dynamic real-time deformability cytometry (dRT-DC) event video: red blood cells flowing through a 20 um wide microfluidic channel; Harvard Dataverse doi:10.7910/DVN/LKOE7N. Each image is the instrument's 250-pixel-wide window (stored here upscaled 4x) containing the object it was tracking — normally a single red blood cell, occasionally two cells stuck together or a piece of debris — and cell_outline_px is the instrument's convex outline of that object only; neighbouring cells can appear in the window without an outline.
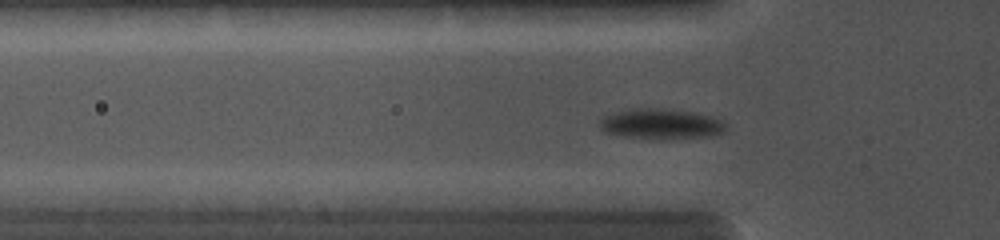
{"species": "common noctule bat (a hibernating species)", "species_latin": "Nyctalus noctula", "temperature_condition": "cold", "stored_images_in_passage": 29, "camera_frame_rate_fps": 5000, "um_per_image_px": 0.085, "animal": {"sex": "female", "body_mass_g": 19.0, "forearm_length_mm": 56.7}, "frame": {"image": 1, "passage_image": 2, "time_ms": 0.2, "image_size_px": [1000, 240], "cell_outline_px": [[728, 124], [724, 132], [708, 136], [624, 136], [604, 132], [600, 128], [600, 116], [616, 112], [636, 108], [660, 108], [696, 112], [712, 116]], "centroid_in_image_um": [56.17, 10.47], "position_along_channel_um": 69.6, "area_um2": 21.39}}
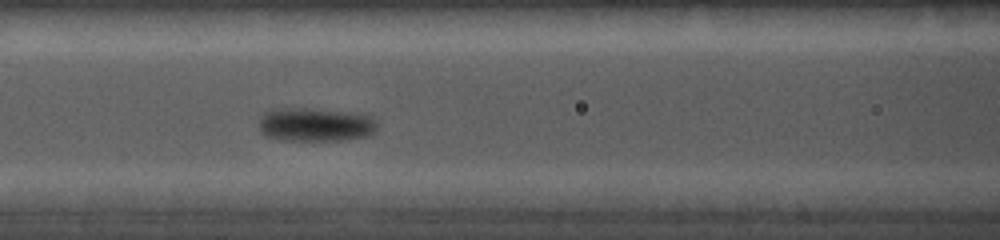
{"frame": {"image": 2, "passage_image": 8, "time_ms": 1.8, "image_size_px": [1000, 240], "cell_outline_px": [[376, 132], [372, 136], [340, 140], [280, 140], [268, 136], [260, 132], [260, 120], [264, 112], [272, 108], [308, 108], [364, 112], [372, 116], [376, 120]], "centroid_in_image_um": [26.89, 10.57], "position_along_channel_um": 139.7, "area_um2": 23.87}}
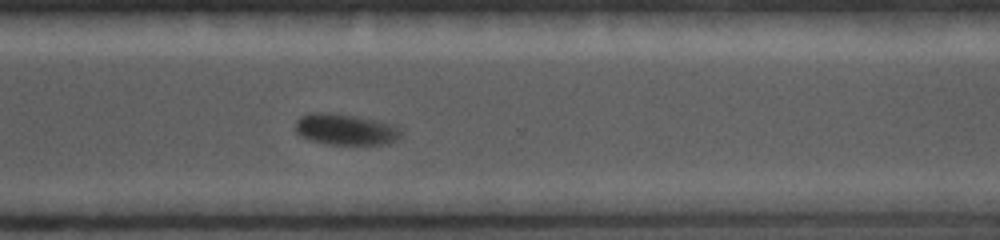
{"frame": {"image": 3, "passage_image": 26, "time_ms": 6.4, "image_size_px": [1000, 240], "cell_outline_px": [[404, 136], [388, 144], [328, 144], [312, 140], [300, 136], [296, 132], [296, 120], [300, 116], [308, 112], [328, 112], [356, 116], [392, 124], [400, 128], [404, 132]], "centroid_in_image_um": [29.39, 10.99], "position_along_channel_um": 341.2, "area_um2": 19.36}}